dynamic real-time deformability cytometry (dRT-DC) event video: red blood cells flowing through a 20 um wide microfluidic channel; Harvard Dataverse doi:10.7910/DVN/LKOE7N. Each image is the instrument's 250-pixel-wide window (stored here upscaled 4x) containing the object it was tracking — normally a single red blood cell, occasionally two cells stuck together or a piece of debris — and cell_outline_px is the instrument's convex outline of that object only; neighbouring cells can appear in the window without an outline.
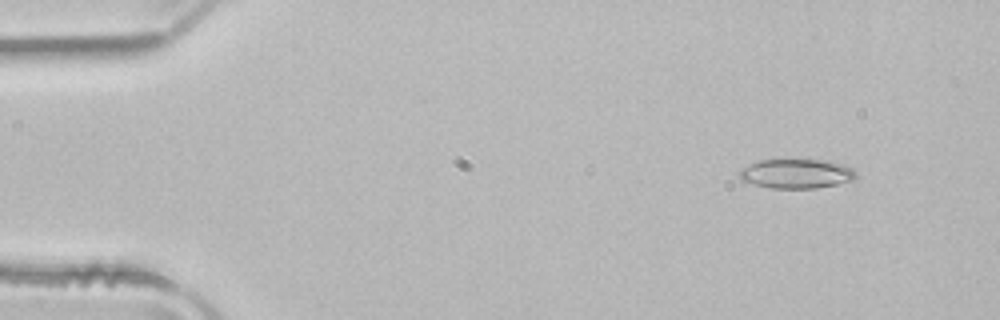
{"species": "common noctule bat (a hibernating species)", "species_latin": "Nyctalus noctula", "temperature_condition": "room temperature", "stored_images_in_passage": 48, "camera_frame_rate_fps": 3000, "um_per_image_px": 0.085, "animal": {"sex": "male", "body_mass_g": 21.5, "forearm_length_mm": 52.0}, "frame": {"image": 1, "passage_image": 2, "time_ms": 0.333, "image_size_px": [1000, 320], "cell_outline_px": [[856, 180], [816, 188], [772, 188], [740, 180], [740, 168], [756, 160], [824, 160], [840, 164], [852, 168], [856, 172]], "centroid_in_image_um": [67.69, 14.76], "position_along_channel_um": 17.3, "area_um2": 19.88}}
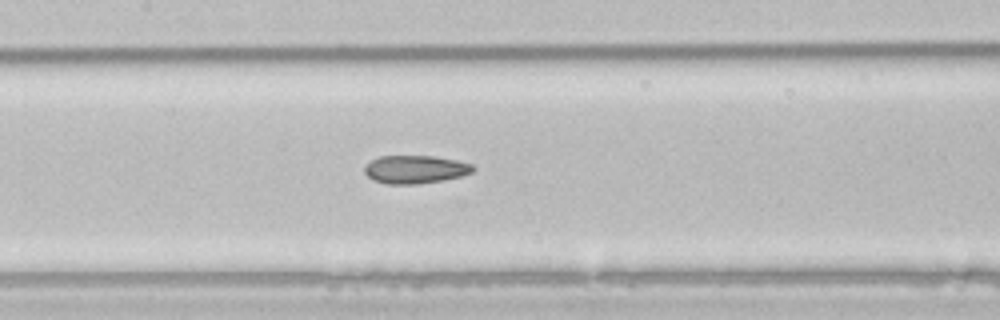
{"frame": {"image": 2, "passage_image": 21, "time_ms": 6.667, "image_size_px": [1000, 320], "cell_outline_px": [[476, 168], [472, 172], [460, 176], [444, 180], [420, 184], [384, 184], [368, 176], [364, 172], [364, 168], [372, 160], [380, 156], [432, 156], [456, 160], [472, 164]], "centroid_in_image_um": [35.31, 14.4], "position_along_channel_um": 172.1, "area_um2": 17.69}}
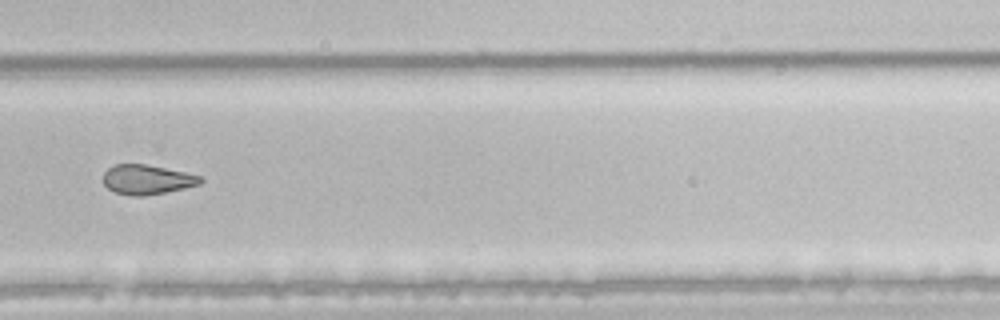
{"frame": {"image": 3, "passage_image": 32, "time_ms": 10.333, "image_size_px": [1000, 320], "cell_outline_px": [[204, 180], [200, 184], [184, 188], [144, 196], [132, 196], [112, 192], [104, 184], [104, 172], [108, 168], [116, 164], [144, 164], [184, 172], [200, 176]], "centroid_in_image_um": [12.47, 15.27], "position_along_channel_um": 317.3, "area_um2": 16.65}, "authors_computed_cell_mechanics": {"area_um2": 19.4208, "velocity_mm_per_s": 3.9819, "shape_relaxation_time_tau1_ms": null, "shape_relaxation_time_tau2_ms": 4.2768, "deformation_change_tau1": null, "deformation_change_tau2": 0.1128}}